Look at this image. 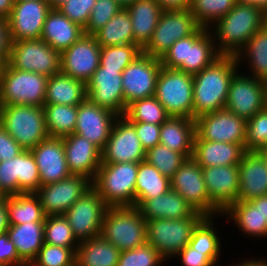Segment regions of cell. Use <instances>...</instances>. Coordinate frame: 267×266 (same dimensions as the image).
I'll return each instance as SVG.
<instances>
[{"instance_id": "obj_1", "label": "cell", "mask_w": 267, "mask_h": 266, "mask_svg": "<svg viewBox=\"0 0 267 266\" xmlns=\"http://www.w3.org/2000/svg\"><path fill=\"white\" fill-rule=\"evenodd\" d=\"M239 68L235 56L221 55L193 75V119L225 108L230 82Z\"/></svg>"}, {"instance_id": "obj_2", "label": "cell", "mask_w": 267, "mask_h": 266, "mask_svg": "<svg viewBox=\"0 0 267 266\" xmlns=\"http://www.w3.org/2000/svg\"><path fill=\"white\" fill-rule=\"evenodd\" d=\"M263 11L252 4L236 5L208 30L220 55L236 56L262 28Z\"/></svg>"}, {"instance_id": "obj_3", "label": "cell", "mask_w": 267, "mask_h": 266, "mask_svg": "<svg viewBox=\"0 0 267 266\" xmlns=\"http://www.w3.org/2000/svg\"><path fill=\"white\" fill-rule=\"evenodd\" d=\"M220 56L212 33L200 27L194 34L176 41L160 60L165 68L195 75Z\"/></svg>"}, {"instance_id": "obj_4", "label": "cell", "mask_w": 267, "mask_h": 266, "mask_svg": "<svg viewBox=\"0 0 267 266\" xmlns=\"http://www.w3.org/2000/svg\"><path fill=\"white\" fill-rule=\"evenodd\" d=\"M139 163H101L92 186L108 207H135Z\"/></svg>"}, {"instance_id": "obj_5", "label": "cell", "mask_w": 267, "mask_h": 266, "mask_svg": "<svg viewBox=\"0 0 267 266\" xmlns=\"http://www.w3.org/2000/svg\"><path fill=\"white\" fill-rule=\"evenodd\" d=\"M0 125L24 150H31L49 137L43 107L0 105Z\"/></svg>"}, {"instance_id": "obj_6", "label": "cell", "mask_w": 267, "mask_h": 266, "mask_svg": "<svg viewBox=\"0 0 267 266\" xmlns=\"http://www.w3.org/2000/svg\"><path fill=\"white\" fill-rule=\"evenodd\" d=\"M120 252L147 242L146 220L137 207H108L100 234Z\"/></svg>"}, {"instance_id": "obj_7", "label": "cell", "mask_w": 267, "mask_h": 266, "mask_svg": "<svg viewBox=\"0 0 267 266\" xmlns=\"http://www.w3.org/2000/svg\"><path fill=\"white\" fill-rule=\"evenodd\" d=\"M205 216L195 211L181 219L146 220L147 243L167 261L188 245L193 229Z\"/></svg>"}, {"instance_id": "obj_8", "label": "cell", "mask_w": 267, "mask_h": 266, "mask_svg": "<svg viewBox=\"0 0 267 266\" xmlns=\"http://www.w3.org/2000/svg\"><path fill=\"white\" fill-rule=\"evenodd\" d=\"M49 77L21 71L8 63L0 76V105H32L43 107Z\"/></svg>"}, {"instance_id": "obj_9", "label": "cell", "mask_w": 267, "mask_h": 266, "mask_svg": "<svg viewBox=\"0 0 267 266\" xmlns=\"http://www.w3.org/2000/svg\"><path fill=\"white\" fill-rule=\"evenodd\" d=\"M154 96L169 116L193 119V75L162 66Z\"/></svg>"}, {"instance_id": "obj_10", "label": "cell", "mask_w": 267, "mask_h": 266, "mask_svg": "<svg viewBox=\"0 0 267 266\" xmlns=\"http://www.w3.org/2000/svg\"><path fill=\"white\" fill-rule=\"evenodd\" d=\"M200 27L190 9L163 11L142 52L161 59L176 41L194 34Z\"/></svg>"}, {"instance_id": "obj_11", "label": "cell", "mask_w": 267, "mask_h": 266, "mask_svg": "<svg viewBox=\"0 0 267 266\" xmlns=\"http://www.w3.org/2000/svg\"><path fill=\"white\" fill-rule=\"evenodd\" d=\"M7 63L21 71L50 77L60 72V52L42 39L14 41Z\"/></svg>"}, {"instance_id": "obj_12", "label": "cell", "mask_w": 267, "mask_h": 266, "mask_svg": "<svg viewBox=\"0 0 267 266\" xmlns=\"http://www.w3.org/2000/svg\"><path fill=\"white\" fill-rule=\"evenodd\" d=\"M108 206L92 186L63 215L80 242L101 234Z\"/></svg>"}, {"instance_id": "obj_13", "label": "cell", "mask_w": 267, "mask_h": 266, "mask_svg": "<svg viewBox=\"0 0 267 266\" xmlns=\"http://www.w3.org/2000/svg\"><path fill=\"white\" fill-rule=\"evenodd\" d=\"M239 72L234 74L230 82L225 108L248 120L266 108L267 83Z\"/></svg>"}, {"instance_id": "obj_14", "label": "cell", "mask_w": 267, "mask_h": 266, "mask_svg": "<svg viewBox=\"0 0 267 266\" xmlns=\"http://www.w3.org/2000/svg\"><path fill=\"white\" fill-rule=\"evenodd\" d=\"M161 60L141 53L122 72V86L127 106L135 100L154 96Z\"/></svg>"}, {"instance_id": "obj_15", "label": "cell", "mask_w": 267, "mask_h": 266, "mask_svg": "<svg viewBox=\"0 0 267 266\" xmlns=\"http://www.w3.org/2000/svg\"><path fill=\"white\" fill-rule=\"evenodd\" d=\"M92 181L84 175L71 174L55 182L40 186L35 192L45 216L63 215L87 190Z\"/></svg>"}, {"instance_id": "obj_16", "label": "cell", "mask_w": 267, "mask_h": 266, "mask_svg": "<svg viewBox=\"0 0 267 266\" xmlns=\"http://www.w3.org/2000/svg\"><path fill=\"white\" fill-rule=\"evenodd\" d=\"M206 191L211 200V216L222 215L238 201V165L202 167Z\"/></svg>"}, {"instance_id": "obj_17", "label": "cell", "mask_w": 267, "mask_h": 266, "mask_svg": "<svg viewBox=\"0 0 267 266\" xmlns=\"http://www.w3.org/2000/svg\"><path fill=\"white\" fill-rule=\"evenodd\" d=\"M145 153L135 127L124 116H118L101 151L102 163H139L145 161Z\"/></svg>"}, {"instance_id": "obj_18", "label": "cell", "mask_w": 267, "mask_h": 266, "mask_svg": "<svg viewBox=\"0 0 267 266\" xmlns=\"http://www.w3.org/2000/svg\"><path fill=\"white\" fill-rule=\"evenodd\" d=\"M100 54L95 36L83 34L60 53V71L86 84L100 65Z\"/></svg>"}, {"instance_id": "obj_19", "label": "cell", "mask_w": 267, "mask_h": 266, "mask_svg": "<svg viewBox=\"0 0 267 266\" xmlns=\"http://www.w3.org/2000/svg\"><path fill=\"white\" fill-rule=\"evenodd\" d=\"M50 7L48 0H15L6 19L12 42L40 39Z\"/></svg>"}, {"instance_id": "obj_20", "label": "cell", "mask_w": 267, "mask_h": 266, "mask_svg": "<svg viewBox=\"0 0 267 266\" xmlns=\"http://www.w3.org/2000/svg\"><path fill=\"white\" fill-rule=\"evenodd\" d=\"M195 120L196 133L203 140L245 144L247 120L226 108L206 113Z\"/></svg>"}, {"instance_id": "obj_21", "label": "cell", "mask_w": 267, "mask_h": 266, "mask_svg": "<svg viewBox=\"0 0 267 266\" xmlns=\"http://www.w3.org/2000/svg\"><path fill=\"white\" fill-rule=\"evenodd\" d=\"M87 98L99 107L118 116L125 114L122 73L118 69H106L99 65L86 83Z\"/></svg>"}, {"instance_id": "obj_22", "label": "cell", "mask_w": 267, "mask_h": 266, "mask_svg": "<svg viewBox=\"0 0 267 266\" xmlns=\"http://www.w3.org/2000/svg\"><path fill=\"white\" fill-rule=\"evenodd\" d=\"M171 189L180 194L196 211L211 216V200L206 191L202 167L187 158L170 179Z\"/></svg>"}, {"instance_id": "obj_23", "label": "cell", "mask_w": 267, "mask_h": 266, "mask_svg": "<svg viewBox=\"0 0 267 266\" xmlns=\"http://www.w3.org/2000/svg\"><path fill=\"white\" fill-rule=\"evenodd\" d=\"M117 118V114L99 107L86 98L82 103L78 104L74 133L83 136L102 151Z\"/></svg>"}, {"instance_id": "obj_24", "label": "cell", "mask_w": 267, "mask_h": 266, "mask_svg": "<svg viewBox=\"0 0 267 266\" xmlns=\"http://www.w3.org/2000/svg\"><path fill=\"white\" fill-rule=\"evenodd\" d=\"M30 151L38 167L41 186L58 182L71 175L62 138L49 136Z\"/></svg>"}, {"instance_id": "obj_25", "label": "cell", "mask_w": 267, "mask_h": 266, "mask_svg": "<svg viewBox=\"0 0 267 266\" xmlns=\"http://www.w3.org/2000/svg\"><path fill=\"white\" fill-rule=\"evenodd\" d=\"M62 139L71 174L84 175L93 181L102 163L101 150L79 134L73 133Z\"/></svg>"}, {"instance_id": "obj_26", "label": "cell", "mask_w": 267, "mask_h": 266, "mask_svg": "<svg viewBox=\"0 0 267 266\" xmlns=\"http://www.w3.org/2000/svg\"><path fill=\"white\" fill-rule=\"evenodd\" d=\"M238 169V200L250 201L267 194V163L257 151H246Z\"/></svg>"}, {"instance_id": "obj_27", "label": "cell", "mask_w": 267, "mask_h": 266, "mask_svg": "<svg viewBox=\"0 0 267 266\" xmlns=\"http://www.w3.org/2000/svg\"><path fill=\"white\" fill-rule=\"evenodd\" d=\"M245 152V144L203 140L196 133L192 158L201 167L239 165Z\"/></svg>"}, {"instance_id": "obj_28", "label": "cell", "mask_w": 267, "mask_h": 266, "mask_svg": "<svg viewBox=\"0 0 267 266\" xmlns=\"http://www.w3.org/2000/svg\"><path fill=\"white\" fill-rule=\"evenodd\" d=\"M137 208L145 220L187 218L196 211L172 189L155 198L144 199Z\"/></svg>"}, {"instance_id": "obj_29", "label": "cell", "mask_w": 267, "mask_h": 266, "mask_svg": "<svg viewBox=\"0 0 267 266\" xmlns=\"http://www.w3.org/2000/svg\"><path fill=\"white\" fill-rule=\"evenodd\" d=\"M83 34L84 29L82 27L70 21L58 9H51L46 16L40 39L61 53Z\"/></svg>"}, {"instance_id": "obj_30", "label": "cell", "mask_w": 267, "mask_h": 266, "mask_svg": "<svg viewBox=\"0 0 267 266\" xmlns=\"http://www.w3.org/2000/svg\"><path fill=\"white\" fill-rule=\"evenodd\" d=\"M195 134V119L170 116L161 125L160 144L191 158Z\"/></svg>"}, {"instance_id": "obj_31", "label": "cell", "mask_w": 267, "mask_h": 266, "mask_svg": "<svg viewBox=\"0 0 267 266\" xmlns=\"http://www.w3.org/2000/svg\"><path fill=\"white\" fill-rule=\"evenodd\" d=\"M126 9L131 16L134 42L143 49L151 40L163 10L157 0H137Z\"/></svg>"}, {"instance_id": "obj_32", "label": "cell", "mask_w": 267, "mask_h": 266, "mask_svg": "<svg viewBox=\"0 0 267 266\" xmlns=\"http://www.w3.org/2000/svg\"><path fill=\"white\" fill-rule=\"evenodd\" d=\"M7 234L19 258L25 264H31L44 244V222L10 225Z\"/></svg>"}, {"instance_id": "obj_33", "label": "cell", "mask_w": 267, "mask_h": 266, "mask_svg": "<svg viewBox=\"0 0 267 266\" xmlns=\"http://www.w3.org/2000/svg\"><path fill=\"white\" fill-rule=\"evenodd\" d=\"M87 98L86 84L69 75L58 72L47 81L44 104L78 105Z\"/></svg>"}, {"instance_id": "obj_34", "label": "cell", "mask_w": 267, "mask_h": 266, "mask_svg": "<svg viewBox=\"0 0 267 266\" xmlns=\"http://www.w3.org/2000/svg\"><path fill=\"white\" fill-rule=\"evenodd\" d=\"M120 250L101 235L80 241L75 250V266H117Z\"/></svg>"}, {"instance_id": "obj_35", "label": "cell", "mask_w": 267, "mask_h": 266, "mask_svg": "<svg viewBox=\"0 0 267 266\" xmlns=\"http://www.w3.org/2000/svg\"><path fill=\"white\" fill-rule=\"evenodd\" d=\"M221 217L228 218L226 219L228 222L232 221L246 236L258 238L257 240L267 238V221H263L258 209H255L248 201L238 200L219 218Z\"/></svg>"}, {"instance_id": "obj_36", "label": "cell", "mask_w": 267, "mask_h": 266, "mask_svg": "<svg viewBox=\"0 0 267 266\" xmlns=\"http://www.w3.org/2000/svg\"><path fill=\"white\" fill-rule=\"evenodd\" d=\"M235 57L239 67L247 61L250 70L246 74L267 83V31L264 28H260Z\"/></svg>"}, {"instance_id": "obj_37", "label": "cell", "mask_w": 267, "mask_h": 266, "mask_svg": "<svg viewBox=\"0 0 267 266\" xmlns=\"http://www.w3.org/2000/svg\"><path fill=\"white\" fill-rule=\"evenodd\" d=\"M94 36L101 47L136 44L128 10L120 9Z\"/></svg>"}, {"instance_id": "obj_38", "label": "cell", "mask_w": 267, "mask_h": 266, "mask_svg": "<svg viewBox=\"0 0 267 266\" xmlns=\"http://www.w3.org/2000/svg\"><path fill=\"white\" fill-rule=\"evenodd\" d=\"M171 189L170 179L146 161L139 162L135 187V207L144 199H152Z\"/></svg>"}, {"instance_id": "obj_39", "label": "cell", "mask_w": 267, "mask_h": 266, "mask_svg": "<svg viewBox=\"0 0 267 266\" xmlns=\"http://www.w3.org/2000/svg\"><path fill=\"white\" fill-rule=\"evenodd\" d=\"M7 208L10 225L44 222L46 217L35 193L7 195Z\"/></svg>"}, {"instance_id": "obj_40", "label": "cell", "mask_w": 267, "mask_h": 266, "mask_svg": "<svg viewBox=\"0 0 267 266\" xmlns=\"http://www.w3.org/2000/svg\"><path fill=\"white\" fill-rule=\"evenodd\" d=\"M217 216H205L193 229L191 239L188 245L204 254L216 265L220 258L221 249V237L215 223ZM216 227V228H215ZM219 236V237H218Z\"/></svg>"}, {"instance_id": "obj_41", "label": "cell", "mask_w": 267, "mask_h": 266, "mask_svg": "<svg viewBox=\"0 0 267 266\" xmlns=\"http://www.w3.org/2000/svg\"><path fill=\"white\" fill-rule=\"evenodd\" d=\"M43 109L49 136L64 138L74 133L78 105L44 104Z\"/></svg>"}, {"instance_id": "obj_42", "label": "cell", "mask_w": 267, "mask_h": 266, "mask_svg": "<svg viewBox=\"0 0 267 266\" xmlns=\"http://www.w3.org/2000/svg\"><path fill=\"white\" fill-rule=\"evenodd\" d=\"M124 117L129 122L162 125L170 116L155 96L133 101L127 106Z\"/></svg>"}, {"instance_id": "obj_43", "label": "cell", "mask_w": 267, "mask_h": 266, "mask_svg": "<svg viewBox=\"0 0 267 266\" xmlns=\"http://www.w3.org/2000/svg\"><path fill=\"white\" fill-rule=\"evenodd\" d=\"M235 5L236 0H190L189 9L197 23L208 29Z\"/></svg>"}, {"instance_id": "obj_44", "label": "cell", "mask_w": 267, "mask_h": 266, "mask_svg": "<svg viewBox=\"0 0 267 266\" xmlns=\"http://www.w3.org/2000/svg\"><path fill=\"white\" fill-rule=\"evenodd\" d=\"M17 194L35 193L40 184V175L35 158L30 150H24L15 157Z\"/></svg>"}, {"instance_id": "obj_45", "label": "cell", "mask_w": 267, "mask_h": 266, "mask_svg": "<svg viewBox=\"0 0 267 266\" xmlns=\"http://www.w3.org/2000/svg\"><path fill=\"white\" fill-rule=\"evenodd\" d=\"M44 243L76 249L79 241L64 215H55L45 217Z\"/></svg>"}, {"instance_id": "obj_46", "label": "cell", "mask_w": 267, "mask_h": 266, "mask_svg": "<svg viewBox=\"0 0 267 266\" xmlns=\"http://www.w3.org/2000/svg\"><path fill=\"white\" fill-rule=\"evenodd\" d=\"M186 159L184 154L173 151L160 143L145 153V161L169 179L173 177Z\"/></svg>"}, {"instance_id": "obj_47", "label": "cell", "mask_w": 267, "mask_h": 266, "mask_svg": "<svg viewBox=\"0 0 267 266\" xmlns=\"http://www.w3.org/2000/svg\"><path fill=\"white\" fill-rule=\"evenodd\" d=\"M142 53L137 44L101 47L100 65L106 69H118L120 73Z\"/></svg>"}, {"instance_id": "obj_48", "label": "cell", "mask_w": 267, "mask_h": 266, "mask_svg": "<svg viewBox=\"0 0 267 266\" xmlns=\"http://www.w3.org/2000/svg\"><path fill=\"white\" fill-rule=\"evenodd\" d=\"M167 263L147 242L134 249L120 252L117 266H161Z\"/></svg>"}, {"instance_id": "obj_49", "label": "cell", "mask_w": 267, "mask_h": 266, "mask_svg": "<svg viewBox=\"0 0 267 266\" xmlns=\"http://www.w3.org/2000/svg\"><path fill=\"white\" fill-rule=\"evenodd\" d=\"M75 250L44 243L32 266H75Z\"/></svg>"}, {"instance_id": "obj_50", "label": "cell", "mask_w": 267, "mask_h": 266, "mask_svg": "<svg viewBox=\"0 0 267 266\" xmlns=\"http://www.w3.org/2000/svg\"><path fill=\"white\" fill-rule=\"evenodd\" d=\"M267 142V108L247 120L245 151H257Z\"/></svg>"}, {"instance_id": "obj_51", "label": "cell", "mask_w": 267, "mask_h": 266, "mask_svg": "<svg viewBox=\"0 0 267 266\" xmlns=\"http://www.w3.org/2000/svg\"><path fill=\"white\" fill-rule=\"evenodd\" d=\"M122 8L116 0H96L84 34L94 35Z\"/></svg>"}, {"instance_id": "obj_52", "label": "cell", "mask_w": 267, "mask_h": 266, "mask_svg": "<svg viewBox=\"0 0 267 266\" xmlns=\"http://www.w3.org/2000/svg\"><path fill=\"white\" fill-rule=\"evenodd\" d=\"M96 0H68L58 10L70 21L85 29Z\"/></svg>"}, {"instance_id": "obj_53", "label": "cell", "mask_w": 267, "mask_h": 266, "mask_svg": "<svg viewBox=\"0 0 267 266\" xmlns=\"http://www.w3.org/2000/svg\"><path fill=\"white\" fill-rule=\"evenodd\" d=\"M0 190L5 196L17 194L15 157L0 162Z\"/></svg>"}, {"instance_id": "obj_54", "label": "cell", "mask_w": 267, "mask_h": 266, "mask_svg": "<svg viewBox=\"0 0 267 266\" xmlns=\"http://www.w3.org/2000/svg\"><path fill=\"white\" fill-rule=\"evenodd\" d=\"M136 130L141 145L145 151L155 147L160 143L161 125L145 122H130Z\"/></svg>"}, {"instance_id": "obj_55", "label": "cell", "mask_w": 267, "mask_h": 266, "mask_svg": "<svg viewBox=\"0 0 267 266\" xmlns=\"http://www.w3.org/2000/svg\"><path fill=\"white\" fill-rule=\"evenodd\" d=\"M25 263L19 258L14 243L6 233L0 235V266H23Z\"/></svg>"}, {"instance_id": "obj_56", "label": "cell", "mask_w": 267, "mask_h": 266, "mask_svg": "<svg viewBox=\"0 0 267 266\" xmlns=\"http://www.w3.org/2000/svg\"><path fill=\"white\" fill-rule=\"evenodd\" d=\"M175 257L180 259L182 266H217L204 252H199L189 245L184 247Z\"/></svg>"}, {"instance_id": "obj_57", "label": "cell", "mask_w": 267, "mask_h": 266, "mask_svg": "<svg viewBox=\"0 0 267 266\" xmlns=\"http://www.w3.org/2000/svg\"><path fill=\"white\" fill-rule=\"evenodd\" d=\"M23 151L17 141L0 125V162L12 159Z\"/></svg>"}, {"instance_id": "obj_58", "label": "cell", "mask_w": 267, "mask_h": 266, "mask_svg": "<svg viewBox=\"0 0 267 266\" xmlns=\"http://www.w3.org/2000/svg\"><path fill=\"white\" fill-rule=\"evenodd\" d=\"M11 36L7 20L0 17V59L7 63L11 51Z\"/></svg>"}, {"instance_id": "obj_59", "label": "cell", "mask_w": 267, "mask_h": 266, "mask_svg": "<svg viewBox=\"0 0 267 266\" xmlns=\"http://www.w3.org/2000/svg\"><path fill=\"white\" fill-rule=\"evenodd\" d=\"M163 11L186 10L190 8V0H157Z\"/></svg>"}, {"instance_id": "obj_60", "label": "cell", "mask_w": 267, "mask_h": 266, "mask_svg": "<svg viewBox=\"0 0 267 266\" xmlns=\"http://www.w3.org/2000/svg\"><path fill=\"white\" fill-rule=\"evenodd\" d=\"M9 216L7 208V195L0 199V235L7 232L9 228Z\"/></svg>"}, {"instance_id": "obj_61", "label": "cell", "mask_w": 267, "mask_h": 266, "mask_svg": "<svg viewBox=\"0 0 267 266\" xmlns=\"http://www.w3.org/2000/svg\"><path fill=\"white\" fill-rule=\"evenodd\" d=\"M255 209H258L263 221H267V194L248 201Z\"/></svg>"}, {"instance_id": "obj_62", "label": "cell", "mask_w": 267, "mask_h": 266, "mask_svg": "<svg viewBox=\"0 0 267 266\" xmlns=\"http://www.w3.org/2000/svg\"><path fill=\"white\" fill-rule=\"evenodd\" d=\"M264 259V260H263ZM236 264L232 265L231 266H267V258H248V259H242L237 263L235 262Z\"/></svg>"}, {"instance_id": "obj_63", "label": "cell", "mask_w": 267, "mask_h": 266, "mask_svg": "<svg viewBox=\"0 0 267 266\" xmlns=\"http://www.w3.org/2000/svg\"><path fill=\"white\" fill-rule=\"evenodd\" d=\"M15 0H0V17L7 19L12 12Z\"/></svg>"}, {"instance_id": "obj_64", "label": "cell", "mask_w": 267, "mask_h": 266, "mask_svg": "<svg viewBox=\"0 0 267 266\" xmlns=\"http://www.w3.org/2000/svg\"><path fill=\"white\" fill-rule=\"evenodd\" d=\"M48 1L52 9H58L62 4L66 3L68 0H48Z\"/></svg>"}, {"instance_id": "obj_65", "label": "cell", "mask_w": 267, "mask_h": 266, "mask_svg": "<svg viewBox=\"0 0 267 266\" xmlns=\"http://www.w3.org/2000/svg\"><path fill=\"white\" fill-rule=\"evenodd\" d=\"M254 5L263 11L267 9V0H254Z\"/></svg>"}, {"instance_id": "obj_66", "label": "cell", "mask_w": 267, "mask_h": 266, "mask_svg": "<svg viewBox=\"0 0 267 266\" xmlns=\"http://www.w3.org/2000/svg\"><path fill=\"white\" fill-rule=\"evenodd\" d=\"M123 8H126L130 4L134 3L137 0H116Z\"/></svg>"}, {"instance_id": "obj_67", "label": "cell", "mask_w": 267, "mask_h": 266, "mask_svg": "<svg viewBox=\"0 0 267 266\" xmlns=\"http://www.w3.org/2000/svg\"><path fill=\"white\" fill-rule=\"evenodd\" d=\"M262 28L267 31V9L263 10Z\"/></svg>"}, {"instance_id": "obj_68", "label": "cell", "mask_w": 267, "mask_h": 266, "mask_svg": "<svg viewBox=\"0 0 267 266\" xmlns=\"http://www.w3.org/2000/svg\"><path fill=\"white\" fill-rule=\"evenodd\" d=\"M257 152L260 154V155H267V142L261 146Z\"/></svg>"}, {"instance_id": "obj_69", "label": "cell", "mask_w": 267, "mask_h": 266, "mask_svg": "<svg viewBox=\"0 0 267 266\" xmlns=\"http://www.w3.org/2000/svg\"><path fill=\"white\" fill-rule=\"evenodd\" d=\"M236 3L254 5V0H236Z\"/></svg>"}, {"instance_id": "obj_70", "label": "cell", "mask_w": 267, "mask_h": 266, "mask_svg": "<svg viewBox=\"0 0 267 266\" xmlns=\"http://www.w3.org/2000/svg\"><path fill=\"white\" fill-rule=\"evenodd\" d=\"M4 62L0 59V76L2 74V70H3V66H4Z\"/></svg>"}, {"instance_id": "obj_71", "label": "cell", "mask_w": 267, "mask_h": 266, "mask_svg": "<svg viewBox=\"0 0 267 266\" xmlns=\"http://www.w3.org/2000/svg\"><path fill=\"white\" fill-rule=\"evenodd\" d=\"M5 197V195L2 193V191L0 190V199Z\"/></svg>"}, {"instance_id": "obj_72", "label": "cell", "mask_w": 267, "mask_h": 266, "mask_svg": "<svg viewBox=\"0 0 267 266\" xmlns=\"http://www.w3.org/2000/svg\"><path fill=\"white\" fill-rule=\"evenodd\" d=\"M261 156L265 159V161L267 163V155H261Z\"/></svg>"}, {"instance_id": "obj_73", "label": "cell", "mask_w": 267, "mask_h": 266, "mask_svg": "<svg viewBox=\"0 0 267 266\" xmlns=\"http://www.w3.org/2000/svg\"><path fill=\"white\" fill-rule=\"evenodd\" d=\"M266 108H267V91H266Z\"/></svg>"}]
</instances>
